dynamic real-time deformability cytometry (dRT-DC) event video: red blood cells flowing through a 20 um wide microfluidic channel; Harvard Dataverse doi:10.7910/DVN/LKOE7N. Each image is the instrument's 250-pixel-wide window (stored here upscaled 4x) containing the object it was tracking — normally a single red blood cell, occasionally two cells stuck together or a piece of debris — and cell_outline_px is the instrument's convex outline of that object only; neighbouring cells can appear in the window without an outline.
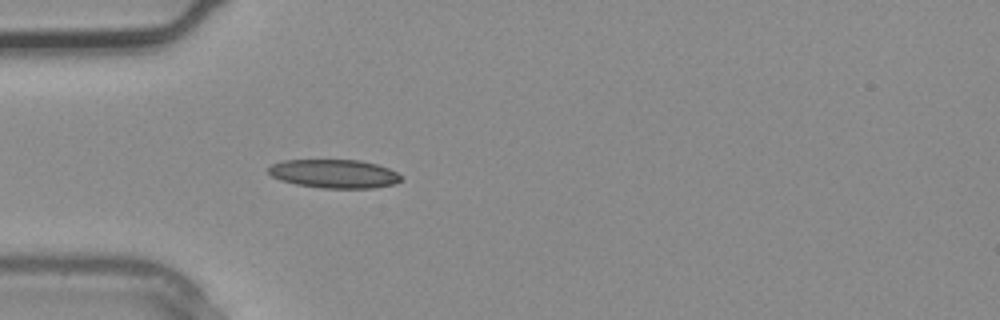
{"species": "common noctule bat (a hibernating species)", "species_latin": "Nyctalus noctula", "temperature_condition": "warm", "stored_images_in_passage": 1, "camera_frame_rate_fps": 3000, "um_per_image_px": 0.085, "animal": {"sex": "male", "body_mass_g": 20.4}, "frame": {"image": 1, "passage_image": 1, "time_ms": 0.0, "image_size_px": [1000, 320], "cell_outline_px": [[404, 180], [396, 184], [372, 188], [324, 188], [296, 184], [280, 180], [272, 176], [268, 172], [268, 168], [272, 164], [284, 160], [360, 160], [376, 164], [388, 168], [404, 176]], "centroid_in_image_um": [28.46, 14.77], "position_along_channel_um": 56.5, "area_um2": 22.25}}